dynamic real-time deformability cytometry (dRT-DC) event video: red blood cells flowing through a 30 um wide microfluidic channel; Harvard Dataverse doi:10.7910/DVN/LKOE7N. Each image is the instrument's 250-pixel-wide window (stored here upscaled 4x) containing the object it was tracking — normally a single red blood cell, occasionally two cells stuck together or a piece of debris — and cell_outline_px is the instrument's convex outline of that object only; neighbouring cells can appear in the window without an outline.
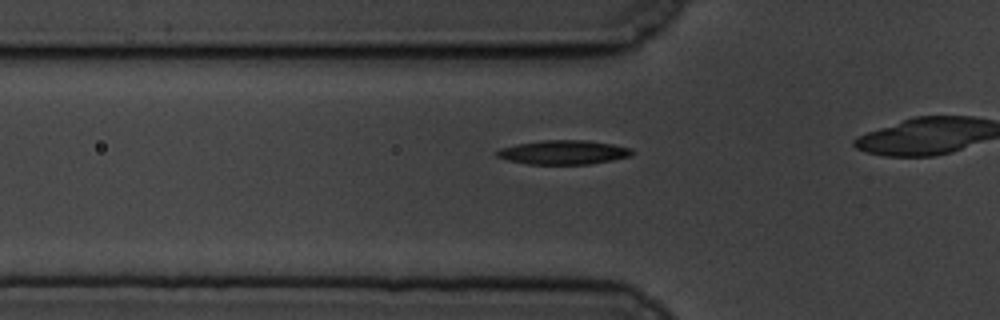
{"species": "common noctule bat (a hibernating species)", "species_latin": "Nyctalus noctula", "temperature_condition": "cold", "stored_images_in_passage": 22, "camera_frame_rate_fps": 3000, "um_per_image_px": 0.085, "animal": {"sex": "male", "body_mass_g": 19.5, "forearm_length_mm": 54.6}, "frame": {"image": 1, "passage_image": 16, "time_ms": 5.0, "image_size_px": [1000, 320], "cell_outline_px": [[632, 152], [628, 156], [612, 160], [588, 164], [528, 164], [508, 160], [496, 156], [496, 152], [500, 148], [516, 144], [540, 140], [588, 140], [612, 144], [632, 148]], "centroid_in_image_um": [47.86, 12.94], "position_along_channel_um": 77.9, "area_um2": 18.9}}
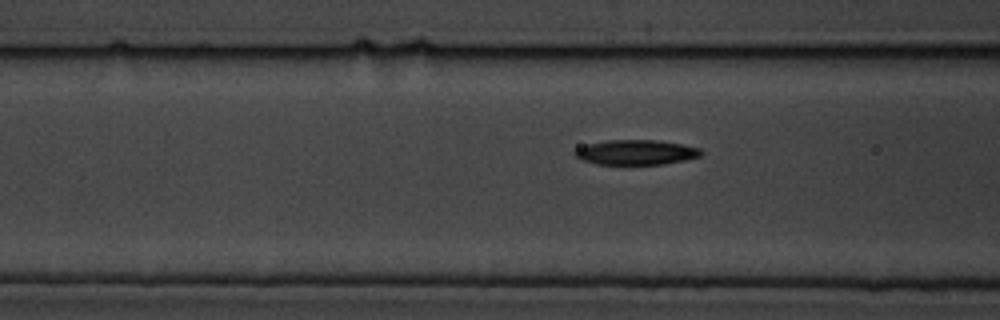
{"frame": {"image": 2, "passage_image": 19, "time_ms": 6.0, "image_size_px": [1000, 320], "cell_outline_px": [[704, 152], [700, 156], [684, 160], [664, 164], [596, 164], [584, 160], [576, 156], [572, 152], [588, 144], [608, 140], [656, 140], [680, 144], [700, 148]], "centroid_in_image_um": [54.09, 12.95], "position_along_channel_um": 112.5, "area_um2": 18.09}}